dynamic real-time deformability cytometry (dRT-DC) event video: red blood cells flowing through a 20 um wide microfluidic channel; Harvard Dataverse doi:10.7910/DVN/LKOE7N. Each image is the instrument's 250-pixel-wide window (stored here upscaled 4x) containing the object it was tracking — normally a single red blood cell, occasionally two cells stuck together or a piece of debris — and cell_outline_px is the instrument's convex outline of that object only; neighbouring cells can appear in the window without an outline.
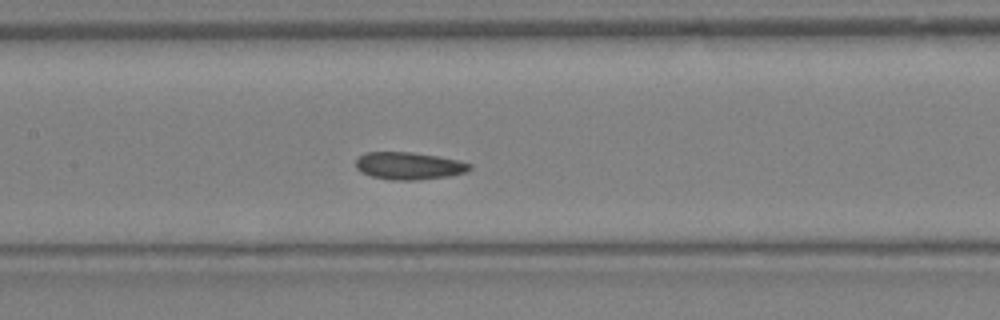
{"species": "Egyptian fruit bat (a non-hibernating species)", "species_latin": "Rousettus aegyptiacus", "temperature_condition": "warm", "stored_images_in_passage": 20, "camera_frame_rate_fps": 3000, "um_per_image_px": 0.085, "animal": {"sex": "female"}, "frame": {"image": 1, "passage_image": 9, "time_ms": 2.667, "image_size_px": [1000, 320], "cell_outline_px": [[472, 168], [464, 172], [448, 176], [416, 180], [392, 180], [372, 176], [356, 168], [356, 160], [364, 152], [412, 152], [460, 160], [472, 164]], "centroid_in_image_um": [34.77, 14.09], "position_along_channel_um": 172.6, "area_um2": 18.03}}
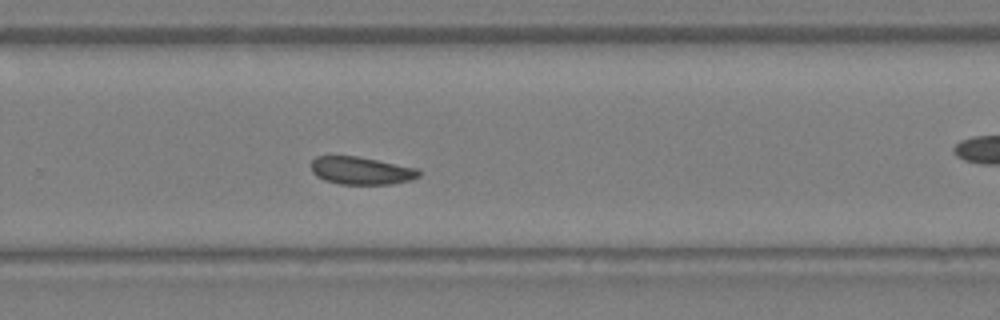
{"frame": {"image": 2, "passage_image": 15, "time_ms": 4.667, "image_size_px": [1000, 320], "cell_outline_px": [[420, 176], [412, 180], [392, 184], [340, 184], [324, 180], [316, 176], [312, 172], [312, 160], [316, 156], [356, 156], [420, 168]], "centroid_in_image_um": [30.74, 14.51], "position_along_channel_um": 299.1, "area_um2": 17.51}}
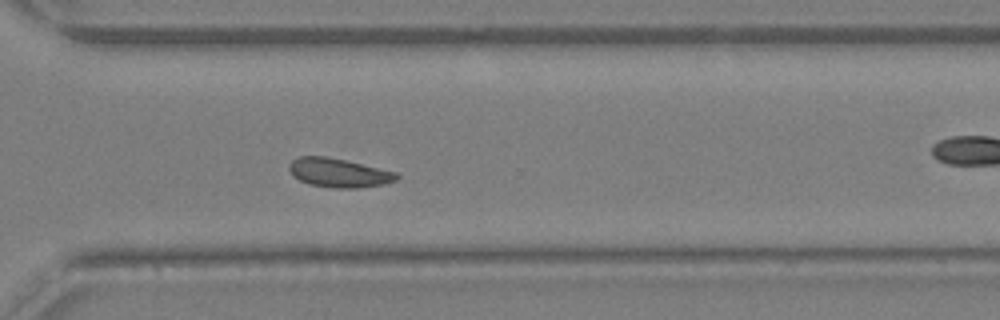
{"frame": {"image": 3, "passage_image": 17, "time_ms": 5.333, "image_size_px": [1000, 320], "cell_outline_px": [[400, 176], [396, 180], [384, 184], [356, 188], [332, 188], [308, 184], [292, 176], [288, 168], [288, 164], [292, 160], [300, 156], [324, 156], [344, 160], [396, 172]], "centroid_in_image_um": [28.75, 14.69], "position_along_channel_um": 341.8, "area_um2": 18.09}}